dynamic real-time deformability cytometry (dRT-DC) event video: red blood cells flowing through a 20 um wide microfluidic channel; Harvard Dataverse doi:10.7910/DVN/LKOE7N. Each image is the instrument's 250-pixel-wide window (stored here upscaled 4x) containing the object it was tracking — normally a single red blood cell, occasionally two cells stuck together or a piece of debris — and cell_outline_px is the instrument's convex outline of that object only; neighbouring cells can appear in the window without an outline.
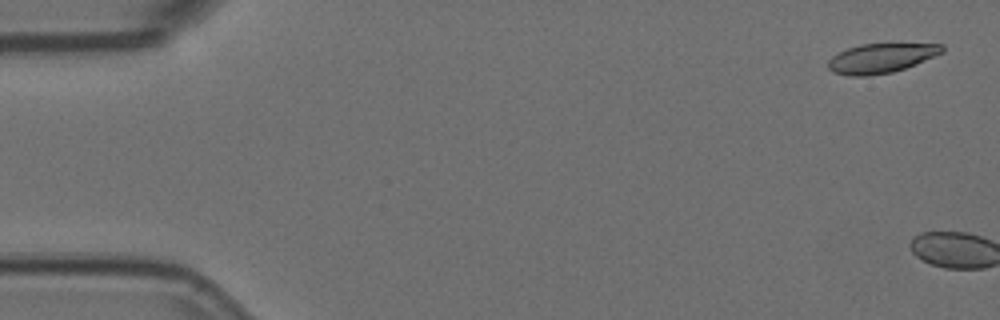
{"species": "Egyptian fruit bat (a non-hibernating species)", "species_latin": "Rousettus aegyptiacus", "temperature_condition": "room temperature", "stored_images_in_passage": 7, "camera_frame_rate_fps": 3000, "um_per_image_px": 0.085, "animal": {"sex": "female"}, "frame": {"image": 1, "passage_image": 1, "time_ms": 0.0, "image_size_px": [1000, 320], "cell_outline_px": [[944, 52], [916, 64], [892, 72], [868, 76], [848, 76], [832, 72], [828, 68], [828, 60], [832, 56], [848, 48], [860, 44], [944, 44]], "centroid_in_image_um": [74.88, 4.95], "position_along_channel_um": 10.1, "area_um2": 19.54}}
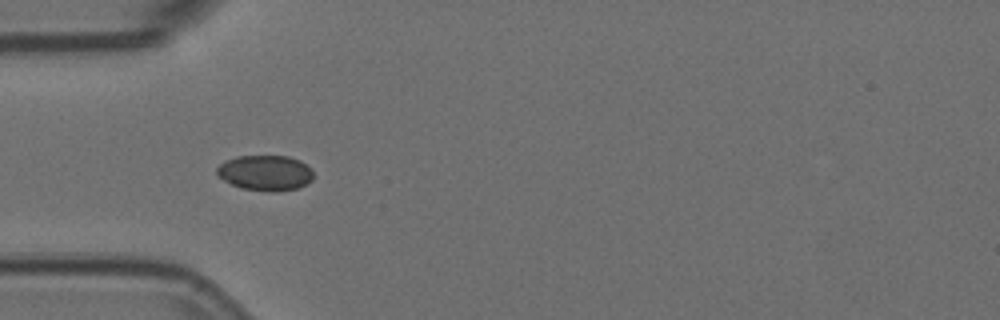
{"frame": {"image": 2, "passage_image": 6, "time_ms": 1.667, "image_size_px": [1000, 320], "cell_outline_px": [[312, 180], [296, 188], [276, 192], [272, 192], [240, 188], [224, 180], [216, 172], [216, 168], [224, 160], [236, 156], [288, 156], [300, 160], [312, 168]], "centroid_in_image_um": [22.54, 14.68], "position_along_channel_um": 62.5, "area_um2": 19.94}}
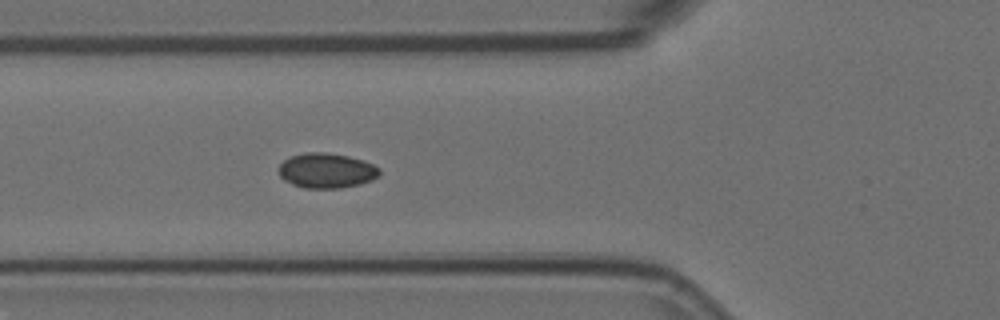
{"frame": {"image": 3, "passage_image": 7, "time_ms": 2.0, "image_size_px": [1000, 320], "cell_outline_px": [[380, 176], [372, 180], [360, 184], [340, 188], [304, 188], [292, 184], [284, 180], [280, 176], [276, 168], [284, 160], [292, 156], [304, 152], [324, 152], [348, 156], [364, 160], [380, 168]], "centroid_in_image_um": [27.75, 14.5], "position_along_channel_um": 98.1, "area_um2": 20.75}}